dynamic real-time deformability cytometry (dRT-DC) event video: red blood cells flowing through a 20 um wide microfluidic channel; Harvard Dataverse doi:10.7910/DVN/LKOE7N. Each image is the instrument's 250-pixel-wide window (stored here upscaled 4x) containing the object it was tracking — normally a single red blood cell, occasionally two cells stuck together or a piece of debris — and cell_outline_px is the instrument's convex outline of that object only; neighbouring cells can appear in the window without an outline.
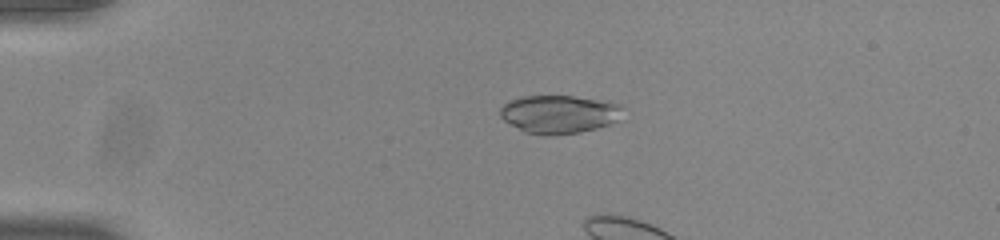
{"species": "common noctule bat (a hibernating species)", "species_latin": "Nyctalus noctula", "temperature_condition": "room temperature", "stored_images_in_passage": 10, "camera_frame_rate_fps": 3000, "um_per_image_px": 0.085, "animal": {"sex": "male", "body_mass_g": 20.0, "forearm_length_mm": 53.3}, "frame": {"image": 1, "passage_image": 6, "time_ms": 1.667, "image_size_px": [1000, 240], "cell_outline_px": [[624, 108], [616, 120], [608, 124], [596, 128], [580, 132], [552, 136], [544, 136], [524, 132], [504, 120], [500, 116], [500, 108], [508, 100], [524, 96], [572, 96], [608, 100], [620, 104]], "centroid_in_image_um": [47.51, 9.7], "position_along_channel_um": 37.5, "area_um2": 27.51}}